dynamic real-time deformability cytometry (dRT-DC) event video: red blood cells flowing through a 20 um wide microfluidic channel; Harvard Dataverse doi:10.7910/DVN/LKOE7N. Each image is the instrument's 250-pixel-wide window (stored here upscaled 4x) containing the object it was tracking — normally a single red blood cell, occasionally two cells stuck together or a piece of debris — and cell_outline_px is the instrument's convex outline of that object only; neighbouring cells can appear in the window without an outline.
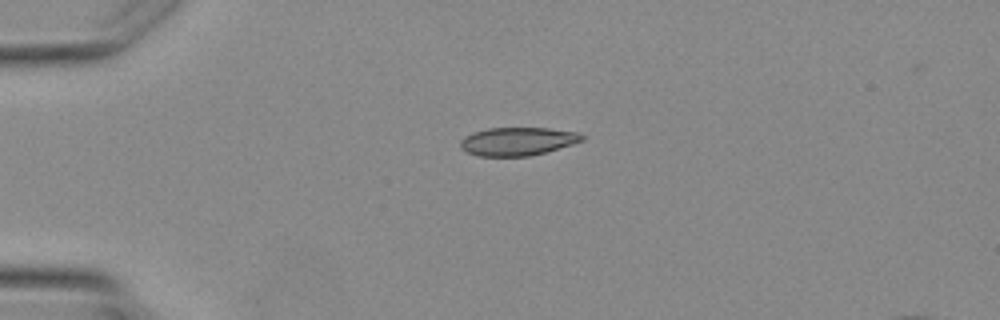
{"species": "Egyptian fruit bat (a non-hibernating species)", "species_latin": "Rousettus aegyptiacus", "temperature_condition": "warm", "stored_images_in_passage": 2, "camera_frame_rate_fps": 3000, "um_per_image_px": 0.085, "animal": {"sex": "female"}, "frame": {"image": 1, "passage_image": 2, "time_ms": 1.0, "image_size_px": [1000, 320], "cell_outline_px": [[584, 140], [572, 144], [544, 152], [528, 156], [480, 156], [468, 152], [460, 148], [460, 140], [464, 136], [488, 128], [548, 128], [580, 132], [584, 136]], "centroid_in_image_um": [44.0, 12.01], "position_along_channel_um": 41.0, "area_um2": 19.88}}